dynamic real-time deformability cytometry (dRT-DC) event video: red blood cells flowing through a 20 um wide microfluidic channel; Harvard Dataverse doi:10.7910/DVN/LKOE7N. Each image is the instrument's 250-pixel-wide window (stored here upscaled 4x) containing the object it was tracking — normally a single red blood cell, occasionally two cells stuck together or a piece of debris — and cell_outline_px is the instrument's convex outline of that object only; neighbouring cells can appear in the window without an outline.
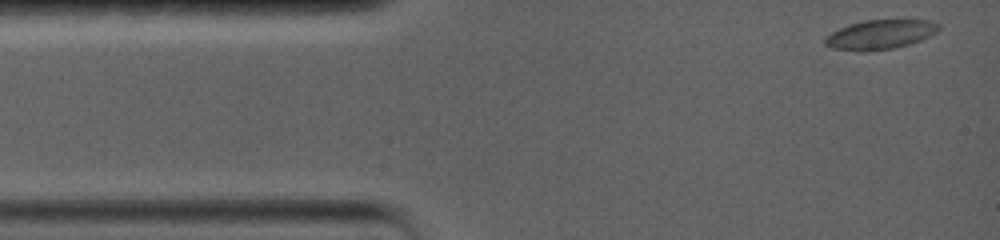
{"species": "common noctule bat (a hibernating species)", "species_latin": "Nyctalus noctula", "temperature_condition": "warm", "stored_images_in_passage": 9, "camera_frame_rate_fps": 5000, "um_per_image_px": 0.085, "animal": {"sex": "female", "body_mass_g": 19.0, "forearm_length_mm": 56.7}, "frame": {"image": 1, "passage_image": 1, "time_ms": 0.0, "image_size_px": [1000, 240], "cell_outline_px": [[940, 28], [936, 32], [920, 40], [908, 44], [892, 48], [864, 52], [832, 48], [824, 44], [824, 36], [840, 28], [864, 20], [904, 16], [928, 20], [940, 24]], "centroid_in_image_um": [74.86, 2.88], "position_along_channel_um": 10.1, "area_um2": 20.23}}
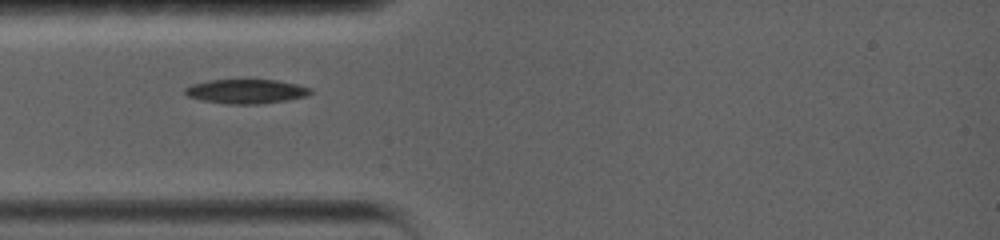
{"frame": {"image": 2, "passage_image": 6, "time_ms": 3.4, "image_size_px": [1000, 240], "cell_outline_px": [[312, 92], [304, 96], [288, 100], [260, 104], [228, 104], [204, 100], [188, 96], [184, 92], [184, 88], [192, 84], [208, 80], [276, 80], [296, 84], [312, 88]], "centroid_in_image_um": [20.92, 7.76], "position_along_channel_um": 64.1, "area_um2": 17.63}}
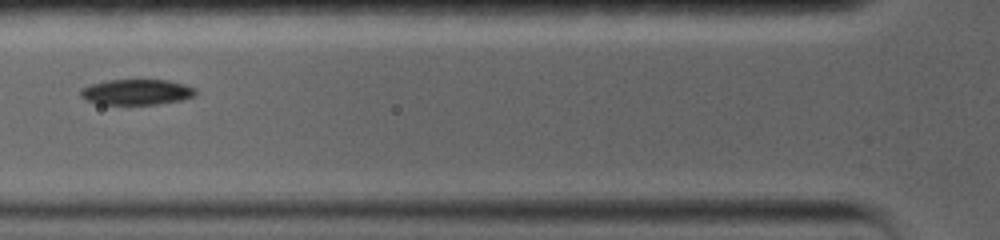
{"frame": {"image": 3, "passage_image": 8, "time_ms": 4.8, "image_size_px": [1000, 240], "cell_outline_px": [[196, 96], [184, 100], [156, 104], [100, 104], [84, 100], [80, 96], [80, 88], [92, 84], [108, 80], [168, 80], [184, 84], [196, 88]], "centroid_in_image_um": [11.63, 7.83], "position_along_channel_um": 114.2, "area_um2": 17.28}}